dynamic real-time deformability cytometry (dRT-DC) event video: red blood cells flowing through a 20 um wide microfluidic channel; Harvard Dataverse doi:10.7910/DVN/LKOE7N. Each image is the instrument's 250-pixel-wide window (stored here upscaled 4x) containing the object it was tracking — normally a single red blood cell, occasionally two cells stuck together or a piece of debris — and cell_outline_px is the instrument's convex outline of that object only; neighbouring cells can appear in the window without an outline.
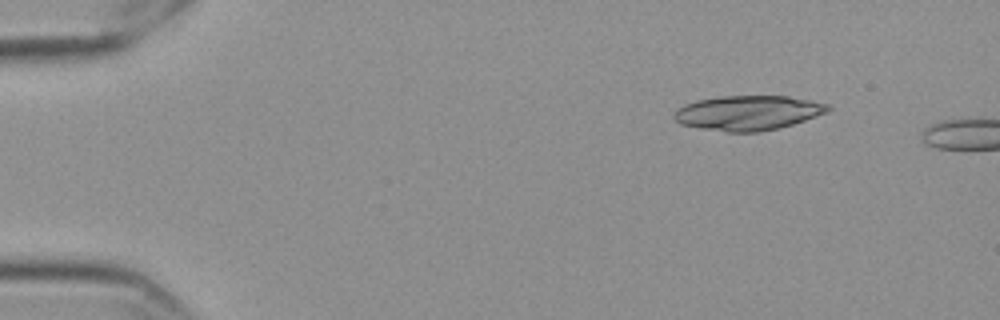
{"species": "Egyptian fruit bat (a non-hibernating species)", "species_latin": "Rousettus aegyptiacus", "temperature_condition": "cold", "stored_images_in_passage": 9, "camera_frame_rate_fps": 3000, "um_per_image_px": 0.085, "frame": {"image": 1, "passage_image": 1, "time_ms": 0.0, "image_size_px": [1000, 320], "cell_outline_px": [[832, 108], [828, 112], [780, 128], [760, 132], [728, 132], [700, 128], [680, 124], [672, 116], [684, 104], [696, 100], [720, 96], [788, 96], [828, 104]], "centroid_in_image_um": [63.58, 9.59], "position_along_channel_um": 21.4, "area_um2": 31.04}}